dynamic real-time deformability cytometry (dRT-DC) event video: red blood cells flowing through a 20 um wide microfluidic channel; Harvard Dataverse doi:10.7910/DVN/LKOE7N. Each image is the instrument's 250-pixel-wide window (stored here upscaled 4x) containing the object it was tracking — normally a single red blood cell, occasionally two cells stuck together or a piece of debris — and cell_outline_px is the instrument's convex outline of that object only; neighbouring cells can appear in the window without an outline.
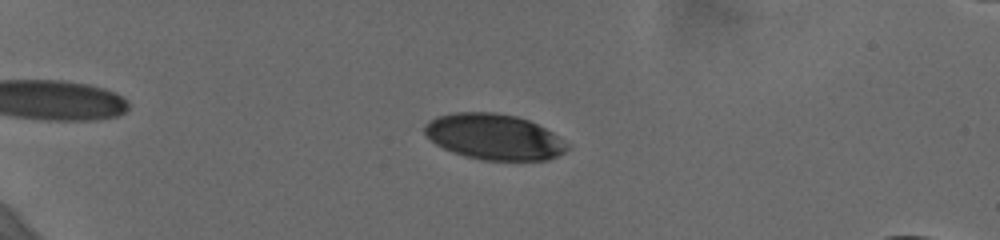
{"species": "human", "species_latin": "Homo sapiens", "temperature_condition": "cold", "stored_images_in_passage": 45, "segment_of_instrument_passage": [1, 2], "camera_frame_rate_fps": 3000, "um_per_image_px": 0.085, "donor": {"sex": "female"}, "frame": {"image": 1, "passage_image": 1, "time_ms": 0.0, "image_size_px": [1000, 240], "cell_outline_px": [[568, 148], [564, 152], [548, 160], [484, 160], [464, 156], [452, 152], [436, 144], [424, 132], [424, 124], [428, 120], [436, 116], [452, 112], [496, 112], [516, 116], [528, 120], [552, 132], [568, 144]], "centroid_in_image_um": [41.96, 11.62], "position_along_channel_um": 43.0, "area_um2": 37.97}}
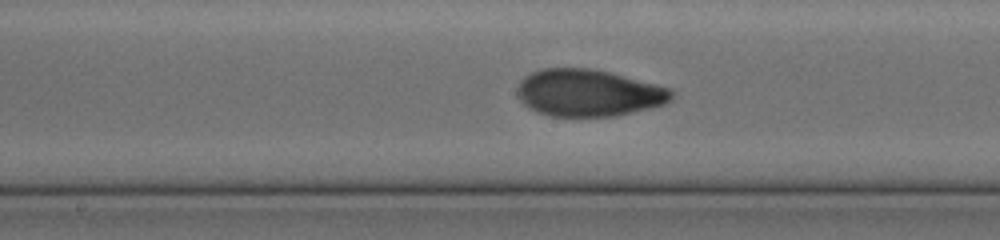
{"frame": {"image": 2, "passage_image": 19, "time_ms": 6.0, "image_size_px": [1000, 240], "cell_outline_px": [[676, 92], [672, 100], [664, 104], [616, 116], [548, 116], [536, 112], [528, 108], [520, 100], [516, 92], [516, 88], [520, 80], [524, 76], [532, 72], [544, 68], [588, 68], [608, 72], [672, 88]], "centroid_in_image_um": [50.0, 7.9], "position_along_channel_um": 198.2, "area_um2": 42.48}}
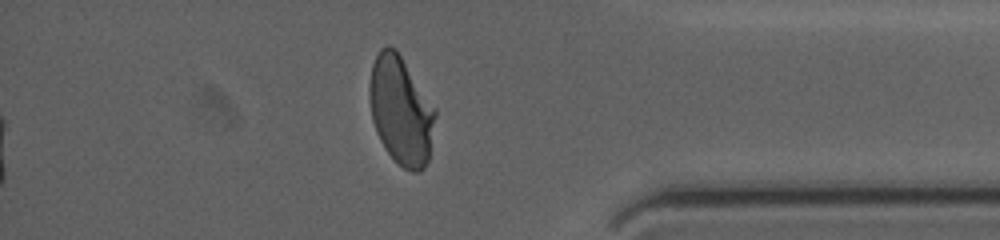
{"frame": {"image": 3, "passage_image": 37, "time_ms": 12.0, "image_size_px": [1000, 240], "cell_outline_px": [[436, 116], [428, 160], [424, 168], [420, 172], [412, 172], [404, 168], [384, 148], [376, 132], [372, 120], [368, 92], [368, 84], [372, 64], [380, 48], [388, 44], [396, 48], [436, 108]], "centroid_in_image_um": [34.06, 9.36], "position_along_channel_um": 401.1, "area_um2": 41.79}}